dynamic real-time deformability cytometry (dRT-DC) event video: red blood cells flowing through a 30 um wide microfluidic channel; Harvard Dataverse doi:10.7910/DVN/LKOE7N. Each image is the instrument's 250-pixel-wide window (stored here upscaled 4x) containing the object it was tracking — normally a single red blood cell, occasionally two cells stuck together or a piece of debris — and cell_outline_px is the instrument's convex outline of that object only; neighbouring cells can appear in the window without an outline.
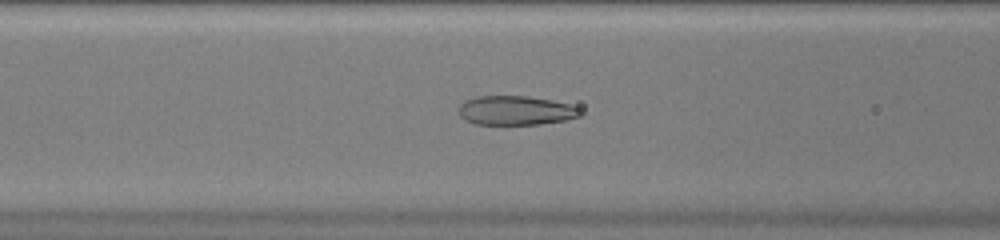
{"species": "common noctule bat (a hibernating species)", "species_latin": "Nyctalus noctula", "temperature_condition": "warm", "stored_images_in_passage": 45, "camera_frame_rate_fps": 3000, "um_per_image_px": 0.085, "animal": {"sex": "female", "body_mass_g": 20.0, "forearm_length_mm": 54.0}, "frame": {"image": 1, "passage_image": 16, "time_ms": 5.0, "image_size_px": [1000, 240], "cell_outline_px": [[584, 116], [568, 120], [540, 124], [476, 124], [464, 120], [460, 116], [460, 104], [464, 100], [476, 96], [528, 96], [552, 100], [568, 104], [580, 108], [584, 112]], "centroid_in_image_um": [43.89, 9.39], "position_along_channel_um": 122.7, "area_um2": 20.98}}
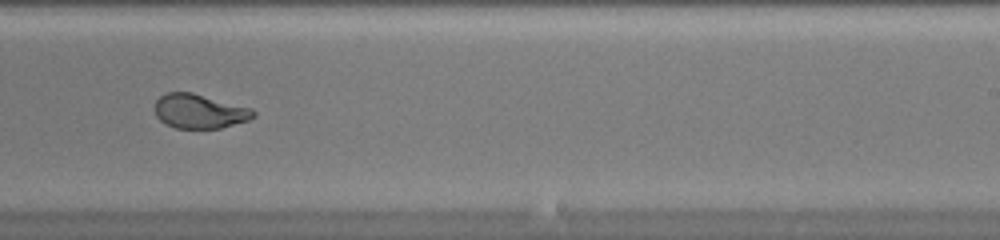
{"frame": {"image": 2, "passage_image": 27, "time_ms": 8.667, "image_size_px": [1000, 240], "cell_outline_px": [[256, 116], [248, 120], [220, 128], [176, 128], [164, 124], [156, 116], [156, 100], [160, 96], [168, 92], [192, 92], [252, 108], [256, 112]], "centroid_in_image_um": [16.96, 9.45], "position_along_channel_um": 272.0, "area_um2": 19.71}}
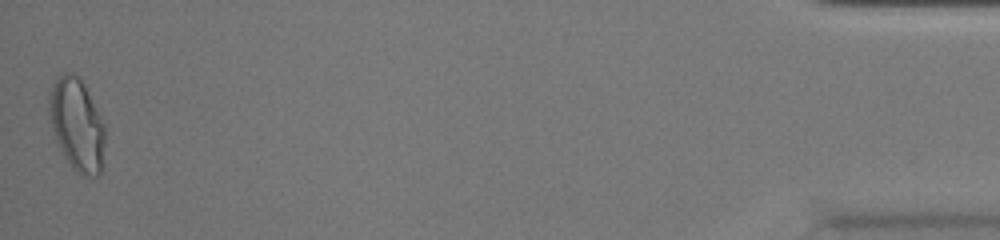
{"frame": {"image": 3, "passage_image": 45, "time_ms": 14.667, "image_size_px": [1000, 240], "cell_outline_px": [[104, 144], [100, 172], [96, 176], [84, 176], [76, 172], [72, 168], [64, 156], [56, 140], [52, 128], [48, 112], [48, 96], [52, 84], [64, 72], [72, 72], [80, 76], [104, 124]], "centroid_in_image_um": [6.51, 10.57], "position_along_channel_um": 428.7, "area_um2": 29.94}}